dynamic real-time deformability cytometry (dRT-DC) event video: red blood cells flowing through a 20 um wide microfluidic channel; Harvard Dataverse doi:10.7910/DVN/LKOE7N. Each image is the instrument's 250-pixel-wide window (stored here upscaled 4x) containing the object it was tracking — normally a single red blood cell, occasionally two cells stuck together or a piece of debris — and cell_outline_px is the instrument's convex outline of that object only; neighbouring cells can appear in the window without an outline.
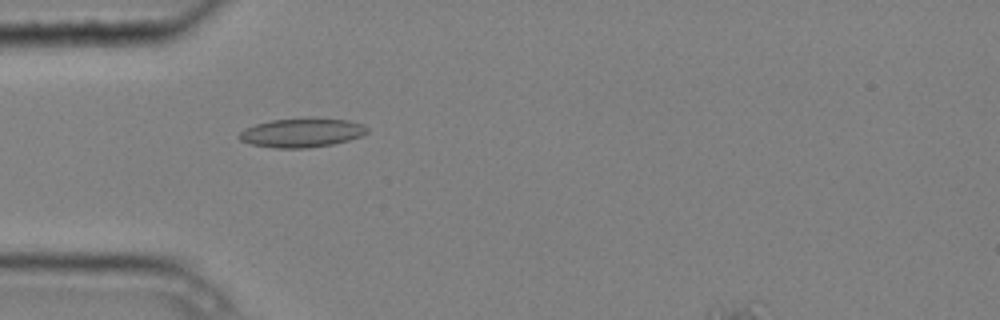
{"species": "common noctule bat (a hibernating species)", "species_latin": "Nyctalus noctula", "temperature_condition": "cold", "stored_images_in_passage": 3, "camera_frame_rate_fps": 3000, "um_per_image_px": 0.085, "animal": {"sex": "male", "body_mass_g": 20.4}, "frame": {"image": 1, "passage_image": 3, "time_ms": 0.667, "image_size_px": [1000, 320], "cell_outline_px": [[368, 132], [360, 136], [348, 140], [332, 144], [308, 148], [276, 148], [252, 144], [240, 140], [236, 136], [244, 128], [256, 124], [272, 120], [348, 120], [364, 124], [368, 128]], "centroid_in_image_um": [25.62, 11.31], "position_along_channel_um": 59.4, "area_um2": 20.98}}